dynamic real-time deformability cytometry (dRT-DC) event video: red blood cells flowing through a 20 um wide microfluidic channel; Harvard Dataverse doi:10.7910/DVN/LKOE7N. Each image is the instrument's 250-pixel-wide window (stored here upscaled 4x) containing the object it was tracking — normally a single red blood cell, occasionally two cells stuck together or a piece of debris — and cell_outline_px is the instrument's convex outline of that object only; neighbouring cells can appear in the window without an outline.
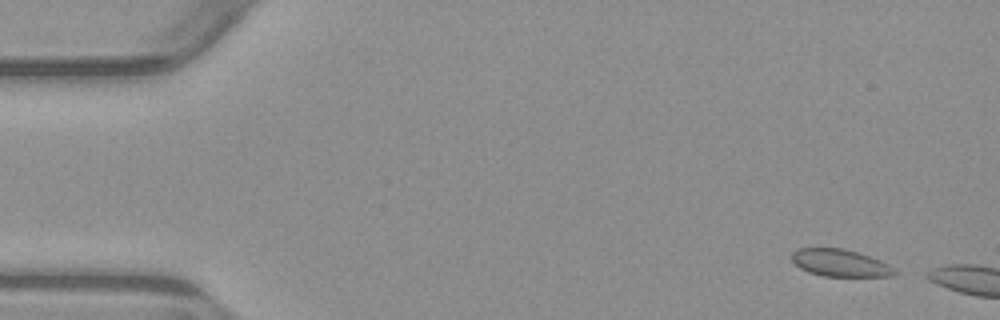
{"species": "common noctule bat (a hibernating species)", "species_latin": "Nyctalus noctula", "temperature_condition": "warm", "stored_images_in_passage": 2, "camera_frame_rate_fps": 3000, "um_per_image_px": 0.085, "animal": {"sex": "male", "body_mass_g": 23.1, "forearm_length_mm": 52.7}, "frame": {"image": 1, "passage_image": 1, "time_ms": 0.0, "image_size_px": [1000, 320], "cell_outline_px": [[900, 272], [892, 276], [824, 276], [808, 272], [800, 268], [792, 260], [792, 252], [800, 248], [844, 248], [880, 260], [888, 264]], "centroid_in_image_um": [71.43, 22.35], "position_along_channel_um": 13.6, "area_um2": 16.24}}